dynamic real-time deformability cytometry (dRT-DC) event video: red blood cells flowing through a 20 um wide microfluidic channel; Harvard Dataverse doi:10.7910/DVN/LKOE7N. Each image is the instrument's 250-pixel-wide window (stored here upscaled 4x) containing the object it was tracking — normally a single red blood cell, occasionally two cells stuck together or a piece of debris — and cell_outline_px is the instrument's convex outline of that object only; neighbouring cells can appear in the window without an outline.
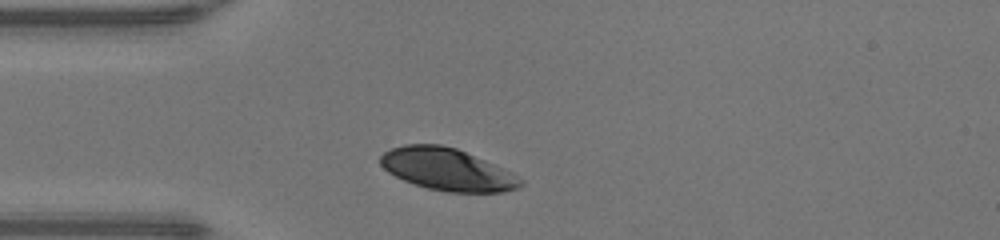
{"species": "human", "species_latin": "Homo sapiens", "temperature_condition": "warm", "stored_images_in_passage": 27, "camera_frame_rate_fps": 3000, "um_per_image_px": 0.085, "donor": {"sex": "male"}, "frame": {"image": 1, "passage_image": 1, "time_ms": 0.0, "image_size_px": [1000, 240], "cell_outline_px": [[524, 184], [516, 188], [504, 192], [448, 192], [428, 188], [404, 180], [388, 172], [380, 164], [380, 156], [384, 152], [392, 148], [404, 144], [440, 144], [456, 148], [484, 160], [524, 180]], "centroid_in_image_um": [37.98, 14.4], "position_along_channel_um": 47.0, "area_um2": 33.93}}
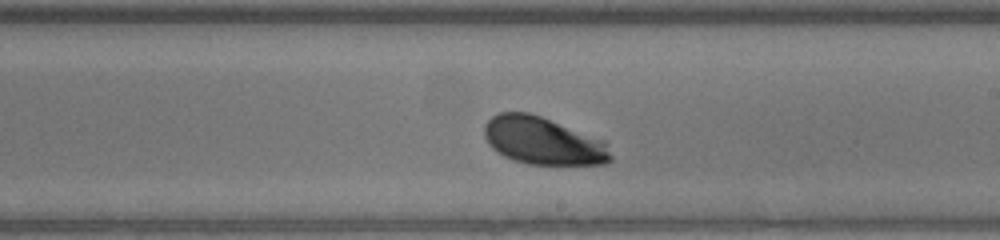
{"frame": {"image": 2, "passage_image": 16, "time_ms": 5.0, "image_size_px": [1000, 240], "cell_outline_px": [[612, 160], [604, 164], [528, 164], [512, 160], [496, 152], [488, 144], [484, 136], [484, 124], [492, 116], [500, 112], [528, 112], [540, 116], [604, 140], [612, 156]], "centroid_in_image_um": [46.12, 11.97], "position_along_channel_um": 242.9, "area_um2": 34.97}}
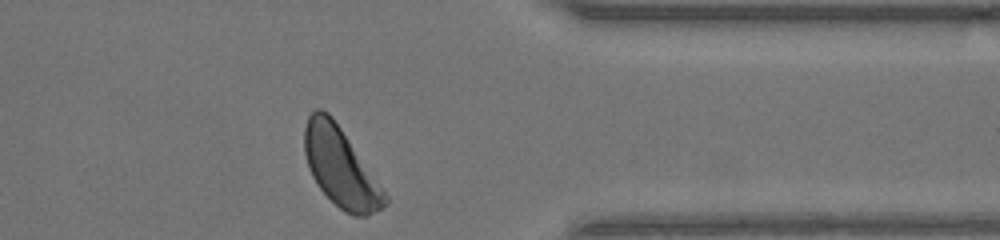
{"frame": {"image": 3, "passage_image": 27, "time_ms": 8.667, "image_size_px": [1000, 240], "cell_outline_px": [[388, 200], [380, 208], [368, 216], [352, 216], [344, 212], [316, 184], [312, 176], [304, 152], [304, 128], [308, 116], [316, 108], [320, 108], [328, 112], [332, 116], [388, 196]], "centroid_in_image_um": [28.92, 14.2], "position_along_channel_um": 382.5, "area_um2": 36.36}, "authors_computed_cell_mechanics": {"area_um2": 35.258, "velocity_mm_per_s": 4.1929, "shape_relaxation_time_tau1_ms": 1.2945, "shape_relaxation_time_tau2_ms": null, "deformation_change_tau1": 0.1061, "deformation_change_tau2": null}}